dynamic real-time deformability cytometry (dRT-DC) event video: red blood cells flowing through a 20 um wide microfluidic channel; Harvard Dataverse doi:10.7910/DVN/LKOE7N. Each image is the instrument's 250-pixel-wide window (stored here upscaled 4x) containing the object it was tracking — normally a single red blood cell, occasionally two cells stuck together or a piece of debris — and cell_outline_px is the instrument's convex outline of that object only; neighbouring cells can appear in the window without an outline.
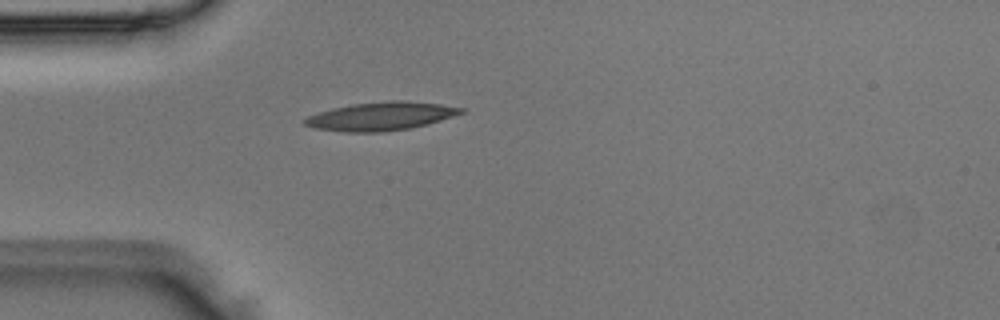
{"species": "Egyptian fruit bat (a non-hibernating species)", "species_latin": "Rousettus aegyptiacus", "temperature_condition": "room temperature", "stored_images_in_passage": 1, "camera_frame_rate_fps": 3000, "um_per_image_px": 0.085, "animal": {"sex": "male"}, "frame": {"image": 1, "passage_image": 1, "time_ms": 0.0, "image_size_px": [1000, 320], "cell_outline_px": [[464, 112], [428, 124], [408, 128], [384, 132], [344, 132], [316, 128], [304, 124], [304, 120], [308, 116], [332, 108], [352, 104], [392, 100], [404, 100], [440, 104], [464, 108]], "centroid_in_image_um": [32.38, 9.88], "position_along_channel_um": 52.6, "area_um2": 25.61}}